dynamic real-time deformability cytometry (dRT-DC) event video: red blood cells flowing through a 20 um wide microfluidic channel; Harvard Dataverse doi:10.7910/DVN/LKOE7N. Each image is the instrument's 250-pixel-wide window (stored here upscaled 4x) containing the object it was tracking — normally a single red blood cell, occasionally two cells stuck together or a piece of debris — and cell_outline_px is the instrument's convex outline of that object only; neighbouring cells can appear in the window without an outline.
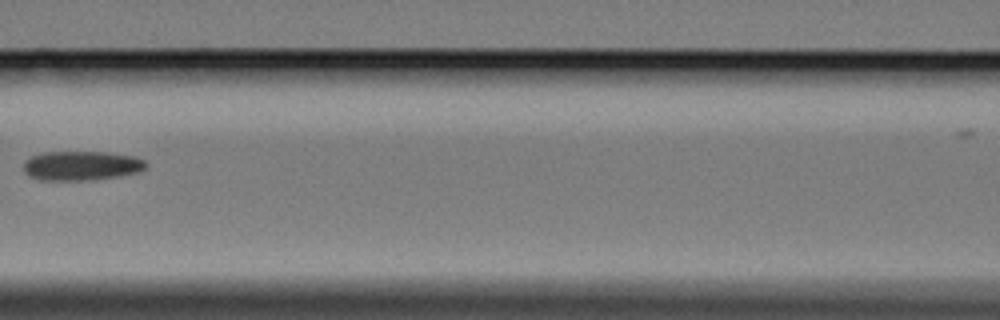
{"species": "Egyptian fruit bat (a non-hibernating species)", "species_latin": "Rousettus aegyptiacus", "temperature_condition": "cold", "stored_images_in_passage": 6, "camera_frame_rate_fps": 3000, "um_per_image_px": 0.085, "animal": {"sex": "female"}, "frame": {"image": 1, "passage_image": 6, "time_ms": 6.0, "image_size_px": [1000, 320], "cell_outline_px": [[148, 164], [144, 168], [136, 172], [116, 176], [88, 180], [40, 180], [28, 176], [24, 172], [24, 160], [40, 152], [108, 152], [136, 156], [144, 160]], "centroid_in_image_um": [6.88, 14.07], "position_along_channel_um": 159.7, "area_um2": 20.98}}